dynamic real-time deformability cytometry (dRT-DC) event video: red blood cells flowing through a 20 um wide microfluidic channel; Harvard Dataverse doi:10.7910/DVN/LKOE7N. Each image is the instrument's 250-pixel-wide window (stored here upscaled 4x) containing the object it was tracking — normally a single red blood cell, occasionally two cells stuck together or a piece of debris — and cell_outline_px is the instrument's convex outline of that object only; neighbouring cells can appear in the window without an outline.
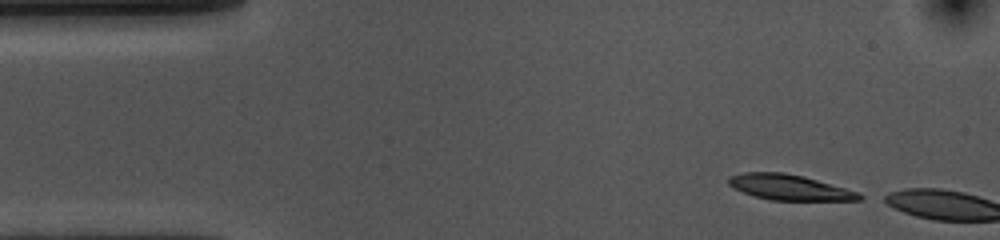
{"species": "common noctule bat (a hibernating species)", "species_latin": "Nyctalus noctula", "temperature_condition": "cold", "stored_images_in_passage": 3, "camera_frame_rate_fps": 3000, "um_per_image_px": 0.085, "animal": {"sex": "female", "body_mass_g": 10.0, "forearm_length_mm": 53.1}, "frame": {"image": 1, "passage_image": 1, "time_ms": 0.0, "image_size_px": [1000, 240], "cell_outline_px": [[868, 196], [860, 200], [772, 200], [756, 196], [744, 192], [728, 184], [728, 176], [744, 172], [784, 172], [804, 176], [860, 192]], "centroid_in_image_um": [67.17, 15.92], "position_along_channel_um": 17.8, "area_um2": 19.42}}